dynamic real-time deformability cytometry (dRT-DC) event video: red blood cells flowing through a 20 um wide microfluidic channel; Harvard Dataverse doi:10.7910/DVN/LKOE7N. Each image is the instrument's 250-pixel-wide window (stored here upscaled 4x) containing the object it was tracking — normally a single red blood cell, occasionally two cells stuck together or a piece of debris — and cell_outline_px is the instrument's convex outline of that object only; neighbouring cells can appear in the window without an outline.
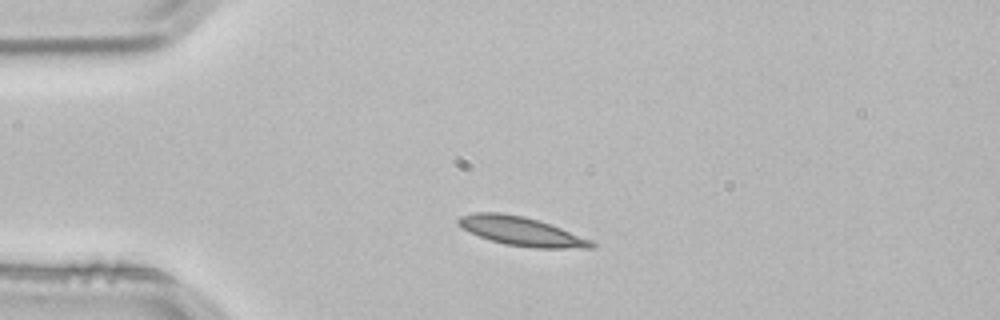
{"species": "common noctule bat (a hibernating species)", "species_latin": "Nyctalus noctula", "temperature_condition": "room temperature", "stored_images_in_passage": 2, "camera_frame_rate_fps": 3000, "um_per_image_px": 0.085, "animal": {"sex": "male", "body_mass_g": 21.5, "forearm_length_mm": 52.0}, "frame": {"image": 1, "passage_image": 1, "time_ms": 0.0, "image_size_px": [1000, 320], "cell_outline_px": [[596, 244], [592, 248], [532, 248], [504, 244], [480, 236], [464, 228], [456, 220], [460, 216], [476, 212], [500, 212], [524, 216], [560, 228], [592, 240]], "centroid_in_image_um": [44.33, 19.66], "position_along_channel_um": 40.7, "area_um2": 22.02}}
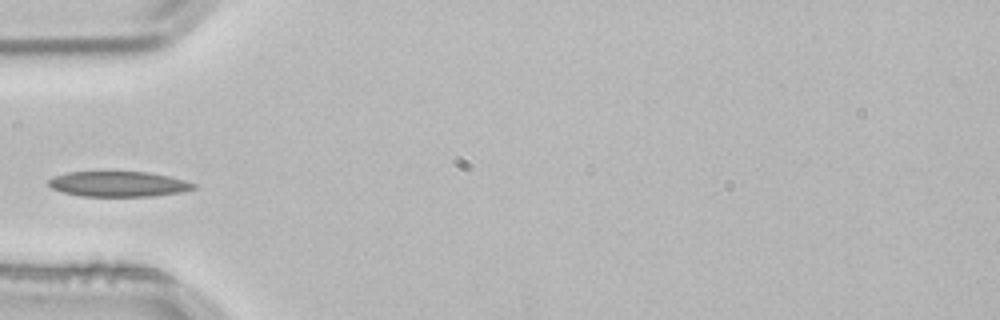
{"frame": {"image": 2, "passage_image": 2, "time_ms": 0.333, "image_size_px": [1000, 320], "cell_outline_px": [[196, 188], [180, 192], [152, 196], [80, 196], [64, 192], [52, 188], [48, 184], [48, 180], [52, 176], [68, 172], [104, 168], [148, 172], [168, 176], [184, 180], [196, 184]], "centroid_in_image_um": [10.0, 15.58], "position_along_channel_um": 75.0, "area_um2": 22.43}}